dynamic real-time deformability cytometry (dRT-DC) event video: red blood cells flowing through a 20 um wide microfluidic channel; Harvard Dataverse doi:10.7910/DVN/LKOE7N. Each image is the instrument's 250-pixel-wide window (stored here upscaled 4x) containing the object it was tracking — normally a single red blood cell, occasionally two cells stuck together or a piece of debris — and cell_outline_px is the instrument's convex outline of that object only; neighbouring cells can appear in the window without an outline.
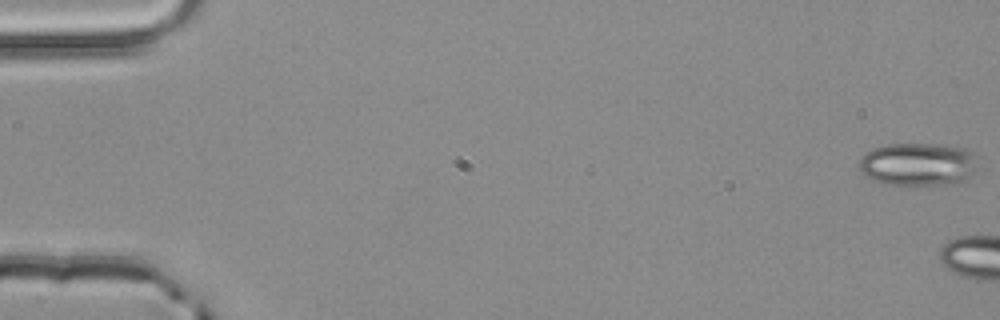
{"species": "common noctule bat (a hibernating species)", "species_latin": "Nyctalus noctula", "temperature_condition": "room temperature", "stored_images_in_passage": 6, "camera_frame_rate_fps": 3000, "um_per_image_px": 0.085, "animal": {"sex": "male", "body_mass_g": 20.4}, "frame": {"image": 1, "passage_image": 1, "time_ms": 0.0, "image_size_px": [1000, 320], "cell_outline_px": [[972, 172], [964, 180], [956, 184], [884, 184], [872, 180], [860, 172], [856, 164], [860, 156], [864, 152], [872, 148], [888, 144], [936, 144], [964, 148], [972, 152]], "centroid_in_image_um": [77.88, 13.95], "position_along_channel_um": 7.1, "area_um2": 29.54}}